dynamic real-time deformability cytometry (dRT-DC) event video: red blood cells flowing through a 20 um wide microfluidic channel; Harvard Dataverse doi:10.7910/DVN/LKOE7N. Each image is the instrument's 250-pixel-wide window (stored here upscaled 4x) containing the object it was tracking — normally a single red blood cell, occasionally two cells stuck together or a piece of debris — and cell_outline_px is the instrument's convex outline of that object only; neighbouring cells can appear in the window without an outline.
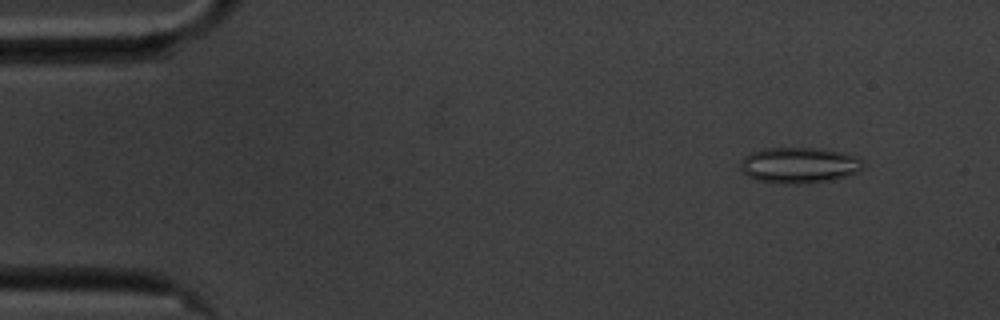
{"species": "common noctule bat (a hibernating species)", "species_latin": "Nyctalus noctula", "temperature_condition": "cold", "stored_images_in_passage": 56, "camera_frame_rate_fps": 3000, "um_per_image_px": 0.085, "animal": {"sex": "male", "body_mass_g": 20.1, "forearm_length_mm": 53.5}, "frame": {"image": 1, "passage_image": 5, "time_ms": 1.333, "image_size_px": [1000, 320], "cell_outline_px": [[864, 168], [860, 172], [848, 176], [832, 180], [808, 184], [784, 184], [756, 180], [748, 176], [740, 168], [740, 164], [744, 156], [752, 152], [764, 148], [820, 148], [844, 152], [856, 156], [864, 160]], "centroid_in_image_um": [67.99, 14.05], "position_along_channel_um": 17.0, "area_um2": 26.18}}
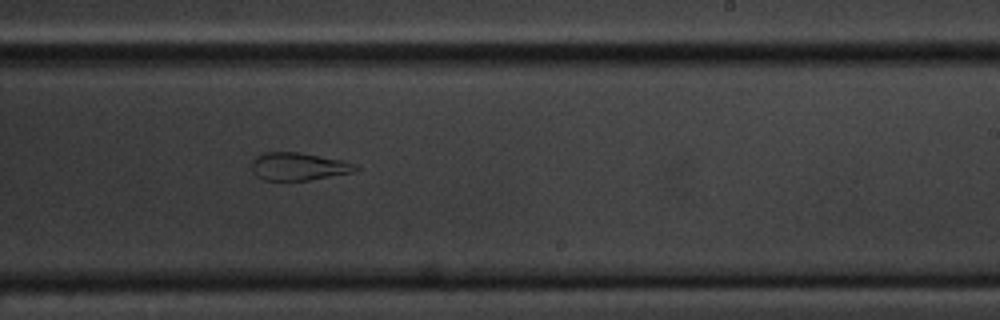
{"frame": {"image": 2, "passage_image": 34, "time_ms": 11.0, "image_size_px": [1000, 320], "cell_outline_px": [[360, 168], [352, 172], [308, 180], [264, 180], [256, 176], [252, 172], [252, 160], [256, 156], [264, 152], [300, 152], [340, 160], [356, 164]], "centroid_in_image_um": [25.33, 14.14], "position_along_channel_um": 263.7, "area_um2": 16.7}}
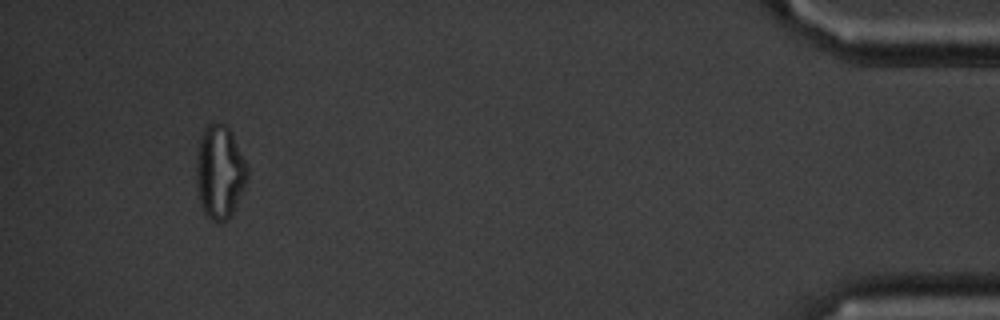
{"frame": {"image": 3, "passage_image": 53, "time_ms": 17.333, "image_size_px": [1000, 320], "cell_outline_px": [[248, 176], [232, 212], [228, 220], [220, 224], [212, 220], [204, 212], [200, 204], [196, 184], [196, 160], [200, 136], [204, 128], [208, 124], [216, 120], [224, 124], [232, 132], [248, 164]], "centroid_in_image_um": [18.67, 14.58], "position_along_channel_um": 416.5, "area_um2": 28.09}, "authors_computed_cell_mechanics": {"area_um2": 24.5361, "velocity_mm_per_s": 3.5098, "shape_relaxation_time_tau1_ms": null, "shape_relaxation_time_tau2_ms": 1.8936, "deformation_change_tau1": null, "deformation_change_tau2": 0.0978}}